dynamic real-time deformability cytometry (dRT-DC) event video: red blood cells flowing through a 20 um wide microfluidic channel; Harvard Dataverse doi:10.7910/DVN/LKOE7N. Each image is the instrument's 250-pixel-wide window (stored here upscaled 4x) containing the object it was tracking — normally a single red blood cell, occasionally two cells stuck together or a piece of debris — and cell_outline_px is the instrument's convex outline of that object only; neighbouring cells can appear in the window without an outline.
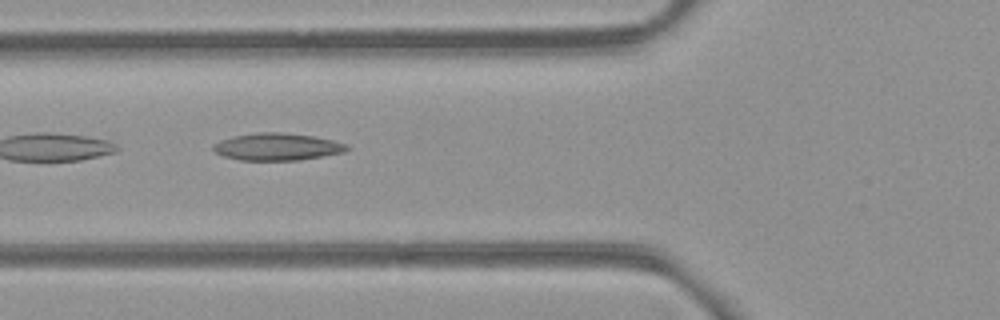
{"species": "common noctule bat (a hibernating species)", "species_latin": "Nyctalus noctula", "temperature_condition": "room temperature", "stored_images_in_passage": 4, "camera_frame_rate_fps": 3000, "um_per_image_px": 0.085, "animal": {"sex": "female", "body_mass_g": 21.9}, "frame": {"image": 1, "passage_image": 2, "time_ms": 1.0, "image_size_px": [1000, 320], "cell_outline_px": [[352, 148], [344, 152], [300, 160], [240, 160], [224, 156], [216, 152], [212, 148], [212, 144], [220, 140], [236, 136], [256, 132], [280, 132], [312, 136], [332, 140], [348, 144]], "centroid_in_image_um": [23.58, 12.47], "position_along_channel_um": 102.2, "area_um2": 21.15}}
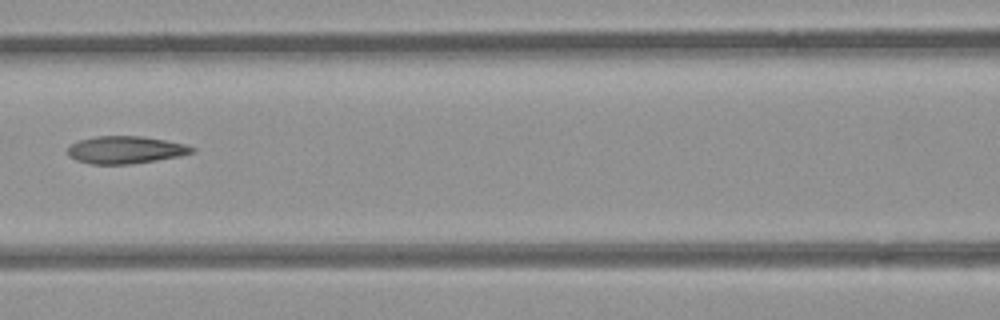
{"frame": {"image": 2, "passage_image": 3, "time_ms": 2.333, "image_size_px": [1000, 320], "cell_outline_px": [[196, 152], [180, 156], [132, 164], [92, 164], [76, 160], [68, 156], [68, 148], [72, 144], [80, 140], [96, 136], [144, 136], [184, 144], [196, 148]], "centroid_in_image_um": [10.69, 12.74], "position_along_channel_um": 155.9, "area_um2": 19.88}}
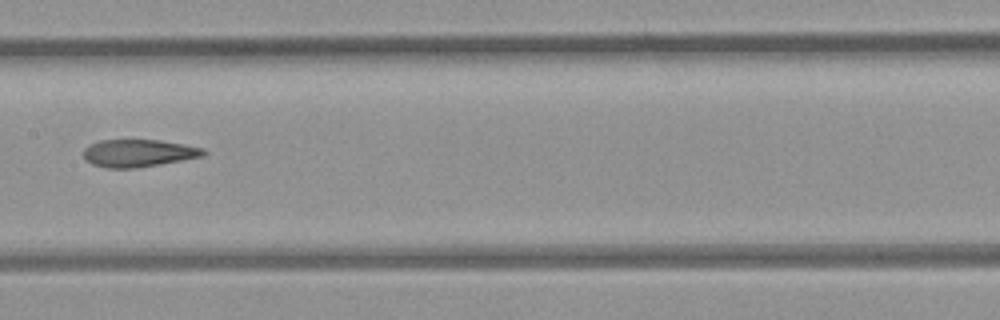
{"frame": {"image": 3, "passage_image": 4, "time_ms": 3.333, "image_size_px": [1000, 320], "cell_outline_px": [[208, 152], [204, 156], [160, 164], [136, 168], [108, 168], [92, 164], [84, 160], [84, 148], [100, 140], [160, 140], [184, 144], [204, 148]], "centroid_in_image_um": [11.79, 13.02], "position_along_channel_um": 195.6, "area_um2": 19.25}}